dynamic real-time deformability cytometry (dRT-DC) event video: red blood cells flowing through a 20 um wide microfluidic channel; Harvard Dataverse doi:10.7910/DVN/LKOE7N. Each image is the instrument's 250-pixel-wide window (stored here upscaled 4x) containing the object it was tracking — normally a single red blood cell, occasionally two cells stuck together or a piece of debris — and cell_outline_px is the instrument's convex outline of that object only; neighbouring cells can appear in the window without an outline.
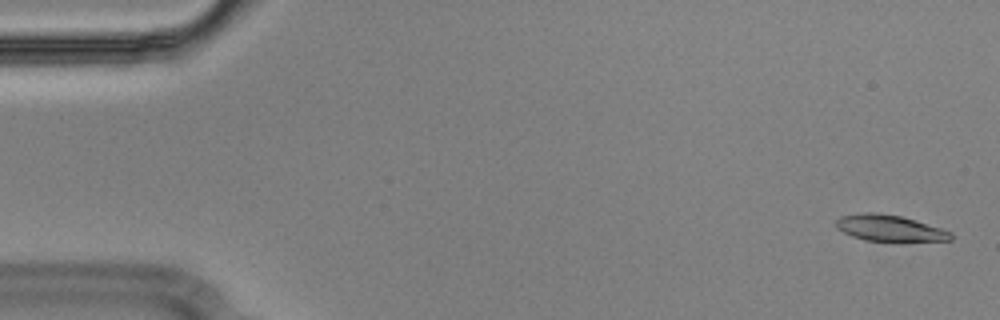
{"species": "Egyptian fruit bat (a non-hibernating species)", "species_latin": "Rousettus aegyptiacus", "temperature_condition": "cold", "stored_images_in_passage": 55, "camera_frame_rate_fps": 3000, "um_per_image_px": 0.085, "animal": {"sex": "male"}, "frame": {"image": 1, "passage_image": 2, "time_ms": 0.333, "image_size_px": [1000, 320], "cell_outline_px": [[952, 240], [900, 244], [864, 240], [852, 236], [836, 228], [836, 220], [840, 216], [864, 212], [876, 212], [900, 216], [916, 220], [952, 232]], "centroid_in_image_um": [75.67, 19.44], "position_along_channel_um": 9.3, "area_um2": 18.44}}
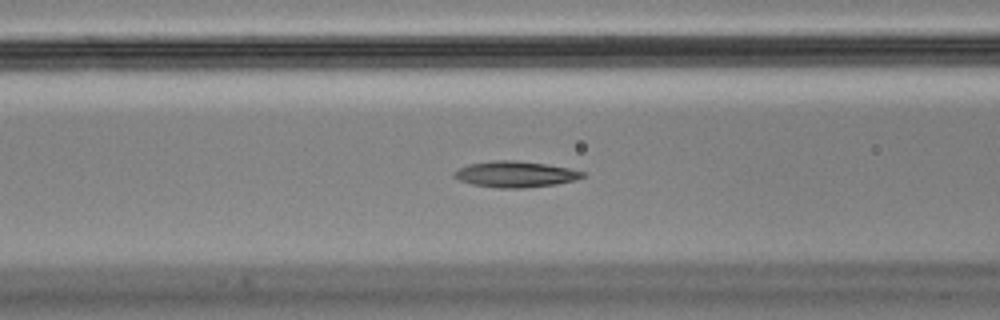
{"frame": {"image": 2, "passage_image": 22, "time_ms": 7.0, "image_size_px": [1000, 320], "cell_outline_px": [[584, 176], [576, 180], [556, 184], [524, 188], [496, 188], [472, 184], [460, 180], [452, 176], [452, 172], [468, 164], [492, 160], [512, 160], [544, 164], [568, 168], [584, 172]], "centroid_in_image_um": [43.76, 14.81], "position_along_channel_um": 122.8, "area_um2": 19.42}}
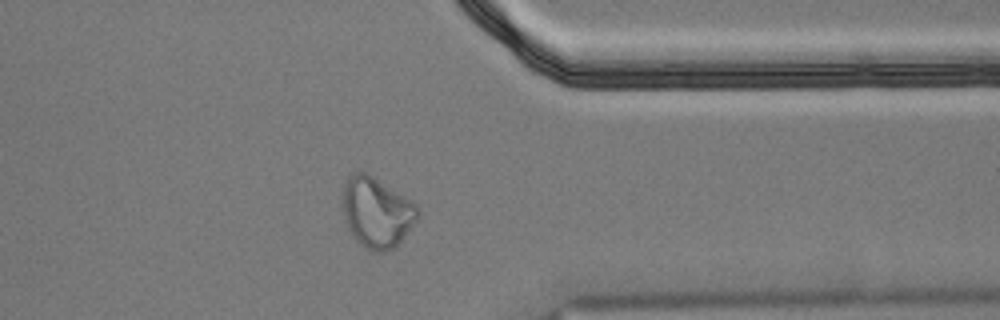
{"frame": {"image": 3, "passage_image": 44, "time_ms": 14.333, "image_size_px": [1000, 320], "cell_outline_px": [[420, 216], [400, 240], [392, 248], [384, 252], [372, 252], [360, 244], [356, 240], [348, 228], [344, 220], [340, 208], [344, 184], [348, 176], [356, 172], [364, 172], [372, 176], [416, 204], [420, 208]], "centroid_in_image_um": [31.97, 18.05], "position_along_channel_um": 379.4, "area_um2": 30.75}, "authors_computed_cell_mechanics": {"area_um2": 19.1318, "velocity_mm_per_s": 3.6149, "shape_relaxation_time_tau1_ms": null, "shape_relaxation_time_tau2_ms": 4.3068, "deformation_change_tau1": null, "deformation_change_tau2": 0.1181}}